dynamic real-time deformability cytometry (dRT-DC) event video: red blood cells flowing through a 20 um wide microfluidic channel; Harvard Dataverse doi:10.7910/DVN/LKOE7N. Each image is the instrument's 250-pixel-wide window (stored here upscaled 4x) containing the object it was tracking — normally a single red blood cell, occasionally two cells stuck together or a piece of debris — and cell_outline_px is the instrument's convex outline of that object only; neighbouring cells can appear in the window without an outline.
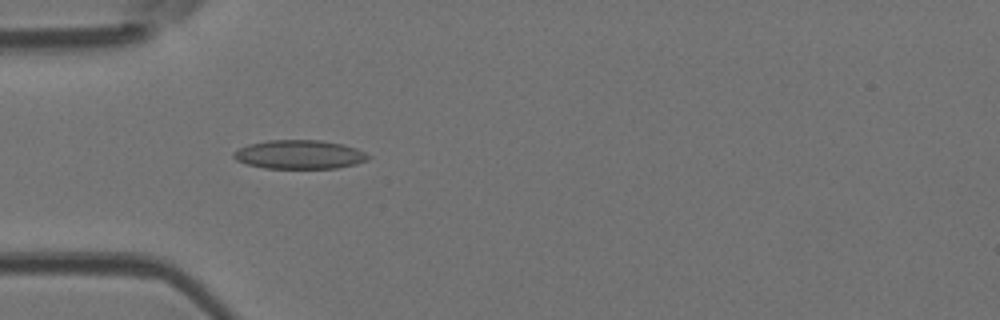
{"species": "Egyptian fruit bat (a non-hibernating species)", "species_latin": "Rousettus aegyptiacus", "temperature_condition": "room temperature", "stored_images_in_passage": 4, "camera_frame_rate_fps": 3000, "um_per_image_px": 0.085, "animal": {"sex": "female"}, "frame": {"image": 1, "passage_image": 3, "time_ms": 0.667, "image_size_px": [1000, 320], "cell_outline_px": [[372, 156], [368, 160], [356, 164], [336, 168], [264, 168], [248, 164], [236, 160], [232, 156], [232, 152], [248, 144], [268, 140], [320, 140], [344, 144], [356, 148]], "centroid_in_image_um": [25.47, 13.13], "position_along_channel_um": 59.5, "area_um2": 22.72}}
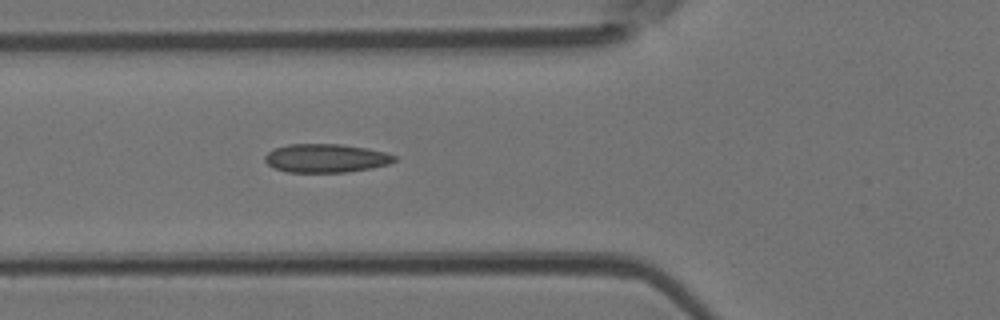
{"frame": {"image": 2, "passage_image": 4, "time_ms": 1.0, "image_size_px": [1000, 320], "cell_outline_px": [[396, 160], [388, 164], [372, 168], [344, 172], [288, 172], [276, 168], [268, 164], [264, 160], [264, 156], [268, 152], [276, 148], [288, 144], [340, 144], [368, 148], [384, 152], [396, 156]], "centroid_in_image_um": [27.71, 13.44], "position_along_channel_um": 98.1, "area_um2": 21.44}}